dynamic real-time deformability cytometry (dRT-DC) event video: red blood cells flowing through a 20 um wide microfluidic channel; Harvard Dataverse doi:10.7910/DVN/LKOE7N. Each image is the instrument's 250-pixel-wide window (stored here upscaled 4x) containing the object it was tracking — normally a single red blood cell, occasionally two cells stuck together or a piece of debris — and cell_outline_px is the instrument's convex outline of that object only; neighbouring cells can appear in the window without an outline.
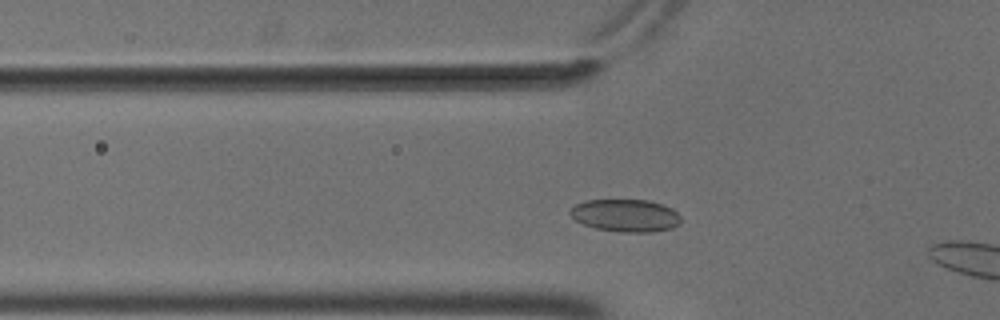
{"species": "common noctule bat (a hibernating species)", "species_latin": "Nyctalus noctula", "temperature_condition": "cold", "stored_images_in_passage": 12, "camera_frame_rate_fps": 3000, "um_per_image_px": 0.085, "animal": {"sex": "male", "body_mass_g": 18.8}, "frame": {"image": 1, "passage_image": 10, "time_ms": 3.0, "image_size_px": [1000, 320], "cell_outline_px": [[680, 224], [672, 228], [652, 232], [620, 232], [596, 228], [584, 224], [576, 220], [568, 212], [576, 204], [584, 200], [648, 200], [672, 208], [680, 216]], "centroid_in_image_um": [53.18, 18.32], "position_along_channel_um": 72.6, "area_um2": 20.92}}